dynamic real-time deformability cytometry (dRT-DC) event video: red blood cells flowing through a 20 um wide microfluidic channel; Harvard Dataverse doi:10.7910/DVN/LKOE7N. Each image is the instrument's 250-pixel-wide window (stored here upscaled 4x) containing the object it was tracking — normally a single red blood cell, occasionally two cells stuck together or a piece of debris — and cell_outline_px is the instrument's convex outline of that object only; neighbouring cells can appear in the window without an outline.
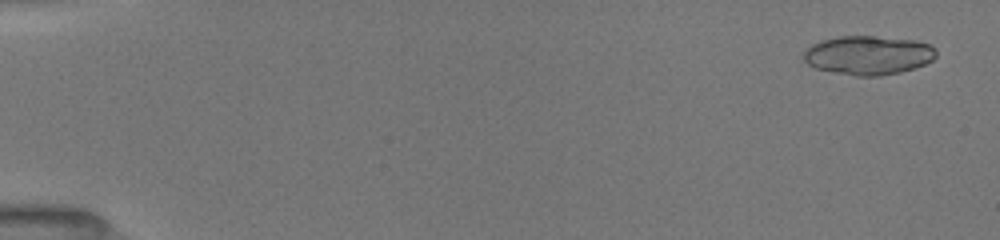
{"species": "common noctule bat (a hibernating species)", "species_latin": "Nyctalus noctula", "temperature_condition": "room temperature", "stored_images_in_passage": 45, "camera_frame_rate_fps": 3000, "um_per_image_px": 0.085, "animal": {"sex": "female", "body_mass_g": 19.5, "forearm_length_mm": 54.1}, "frame": {"image": 1, "passage_image": 6, "time_ms": 0.667, "image_size_px": [1000, 240], "cell_outline_px": [[936, 56], [932, 60], [924, 64], [900, 72], [880, 76], [856, 76], [832, 72], [816, 68], [808, 64], [804, 60], [804, 48], [820, 40], [840, 36], [872, 36], [916, 40], [928, 44], [936, 48]], "centroid_in_image_um": [73.78, 4.69], "position_along_channel_um": 11.2, "area_um2": 30.17}}
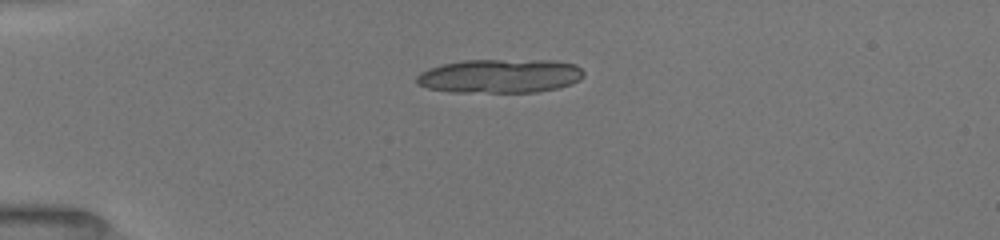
{"frame": {"image": 2, "passage_image": 31, "time_ms": 4.333, "image_size_px": [1000, 240], "cell_outline_px": [[584, 76], [580, 80], [572, 84], [560, 88], [536, 92], [448, 92], [428, 88], [416, 84], [416, 76], [420, 72], [428, 68], [444, 64], [464, 60], [556, 60], [576, 64], [584, 72]], "centroid_in_image_um": [42.52, 6.46], "position_along_channel_um": 42.5, "area_um2": 33.47}}